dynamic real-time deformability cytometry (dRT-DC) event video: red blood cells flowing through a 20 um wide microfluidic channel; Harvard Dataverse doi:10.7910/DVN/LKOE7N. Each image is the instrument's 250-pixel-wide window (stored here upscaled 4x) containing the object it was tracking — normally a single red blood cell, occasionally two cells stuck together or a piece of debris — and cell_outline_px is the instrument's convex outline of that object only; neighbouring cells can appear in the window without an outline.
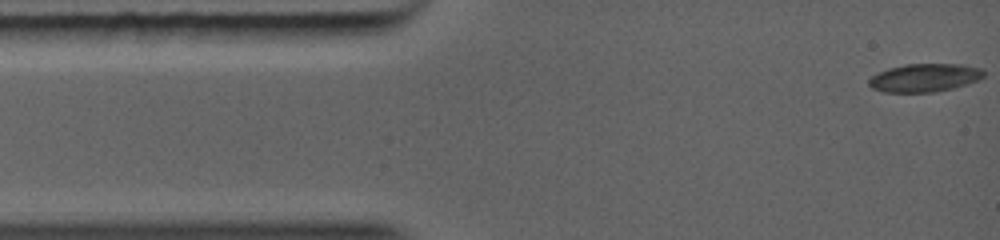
{"species": "common noctule bat (a hibernating species)", "species_latin": "Nyctalus noctula", "temperature_condition": "warm", "stored_images_in_passage": 24, "camera_frame_rate_fps": 5000, "um_per_image_px": 0.085, "animal": {"sex": "female", "body_mass_g": 19.0, "forearm_length_mm": 56.7}, "frame": {"image": 1, "passage_image": 1, "time_ms": 0.0, "image_size_px": [1000, 240], "cell_outline_px": [[984, 76], [976, 80], [952, 88], [936, 92], [884, 92], [872, 88], [868, 84], [868, 80], [872, 76], [888, 68], [904, 64], [960, 64], [980, 68], [984, 72]], "centroid_in_image_um": [78.55, 6.6], "position_along_channel_um": 6.4, "area_um2": 18.67}}
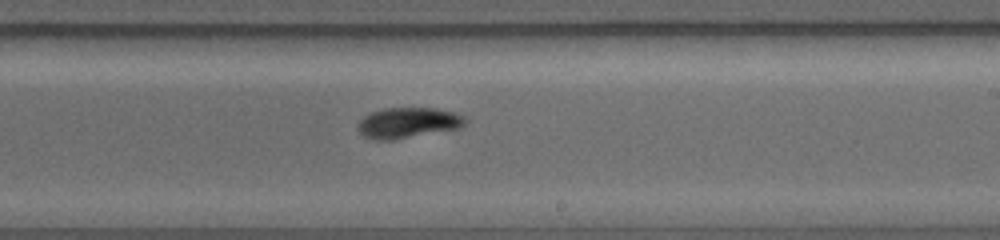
{"frame": {"image": 2, "passage_image": 13, "time_ms": 6.6, "image_size_px": [1000, 240], "cell_outline_px": [[468, 120], [460, 128], [392, 140], [376, 140], [364, 136], [356, 128], [360, 120], [364, 116], [372, 112], [384, 108], [436, 108], [452, 112], [464, 116]], "centroid_in_image_um": [34.67, 10.44], "position_along_channel_um": 254.3, "area_um2": 19.07}}
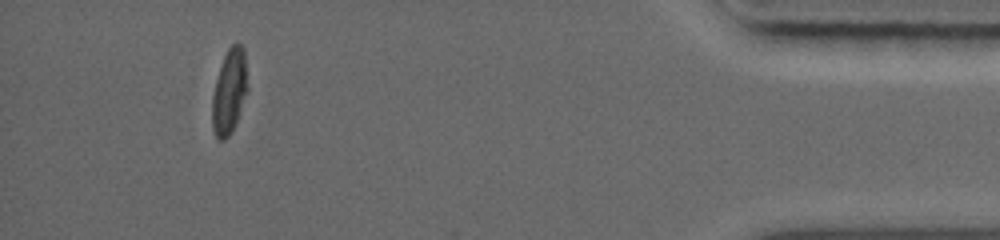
{"frame": {"image": 3, "passage_image": 21, "time_ms": 11.4, "image_size_px": [1000, 240], "cell_outline_px": [[248, 88], [232, 132], [224, 140], [220, 140], [216, 136], [212, 128], [212, 96], [216, 80], [224, 56], [228, 48], [232, 44], [240, 44], [244, 48]], "centroid_in_image_um": [19.49, 7.78], "position_along_channel_um": 415.7, "area_um2": 17.28}}